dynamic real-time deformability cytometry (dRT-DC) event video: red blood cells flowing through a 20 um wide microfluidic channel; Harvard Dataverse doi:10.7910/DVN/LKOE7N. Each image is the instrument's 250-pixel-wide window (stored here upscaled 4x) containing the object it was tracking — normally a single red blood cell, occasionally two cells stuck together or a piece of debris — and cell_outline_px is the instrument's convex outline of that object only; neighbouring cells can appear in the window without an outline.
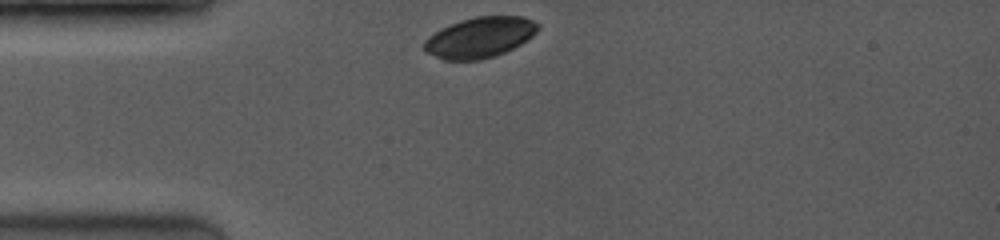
{"species": "common noctule bat (a hibernating species)", "species_latin": "Nyctalus noctula", "temperature_condition": "room temperature", "stored_images_in_passage": 47, "camera_frame_rate_fps": 3500, "um_per_image_px": 0.085, "animal": {"sex": "female", "body_mass_g": 19.0, "forearm_length_mm": 53.3}, "frame": {"image": 1, "passage_image": 1, "time_ms": 0.0, "image_size_px": [1000, 240], "cell_outline_px": [[540, 28], [532, 36], [520, 44], [496, 56], [480, 60], [444, 60], [424, 52], [424, 40], [428, 36], [440, 28], [460, 20], [476, 16], [524, 16], [540, 24]], "centroid_in_image_um": [40.77, 3.18], "position_along_channel_um": 44.2, "area_um2": 27.11}}
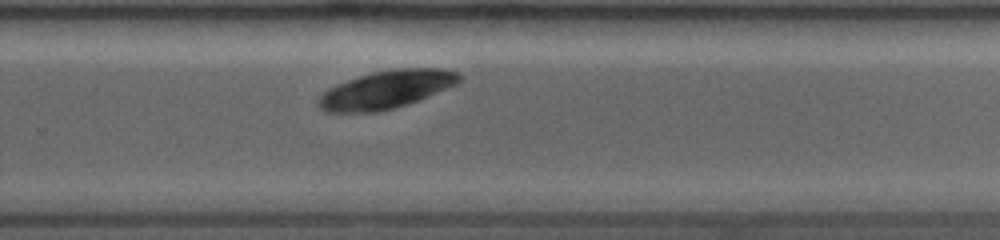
{"frame": {"image": 2, "passage_image": 28, "time_ms": 6.857, "image_size_px": [1000, 240], "cell_outline_px": [[464, 76], [456, 84], [408, 104], [396, 108], [380, 112], [324, 112], [316, 104], [316, 100], [328, 88], [336, 84], [372, 72], [392, 68], [444, 68], [460, 72]], "centroid_in_image_um": [32.83, 7.61], "position_along_channel_um": 297.0, "area_um2": 31.39}}
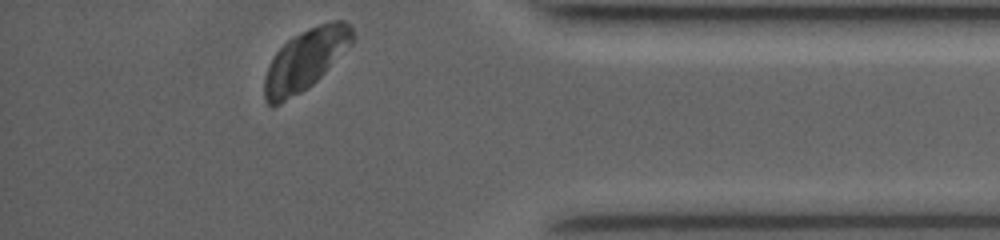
{"frame": {"image": 3, "passage_image": 46, "time_ms": 10.0, "image_size_px": [1000, 240], "cell_outline_px": [[356, 36], [352, 44], [308, 88], [280, 104], [272, 108], [264, 100], [264, 76], [276, 52], [288, 40], [308, 28], [332, 20], [344, 20], [352, 28]], "centroid_in_image_um": [25.96, 5.09], "position_along_channel_um": 409.2, "area_um2": 31.04}}